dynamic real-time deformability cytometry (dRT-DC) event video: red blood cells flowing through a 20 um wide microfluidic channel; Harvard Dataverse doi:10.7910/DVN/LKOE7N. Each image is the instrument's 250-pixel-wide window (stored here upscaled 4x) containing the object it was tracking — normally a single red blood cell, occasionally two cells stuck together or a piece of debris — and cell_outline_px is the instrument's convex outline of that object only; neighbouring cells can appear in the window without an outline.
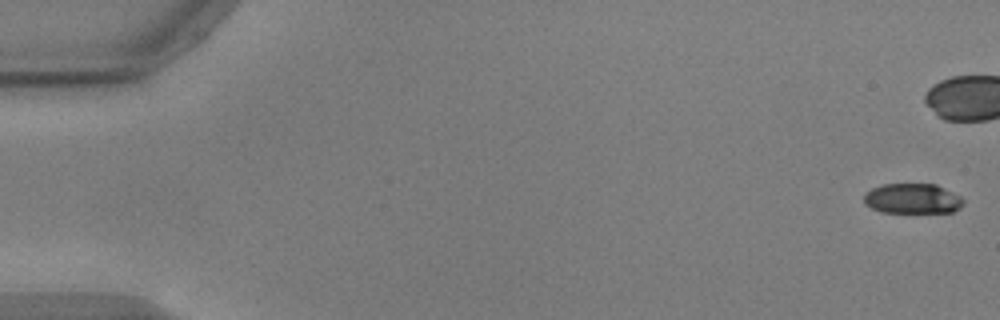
{"species": "common noctule bat (a hibernating species)", "species_latin": "Nyctalus noctula", "temperature_condition": "warm", "stored_images_in_passage": 44, "camera_frame_rate_fps": 3000, "um_per_image_px": 0.085, "animal": {"sex": "male", "body_mass_g": 17.9, "forearm_length_mm": 54.2}, "frame": {"image": 1, "passage_image": 1, "time_ms": 0.0, "image_size_px": [1000, 320], "cell_outline_px": [[964, 204], [960, 208], [952, 212], [880, 212], [864, 204], [864, 192], [872, 188], [884, 184], [936, 184], [960, 196], [964, 200]], "centroid_in_image_um": [77.55, 16.88], "position_along_channel_um": 7.5, "area_um2": 17.51}}
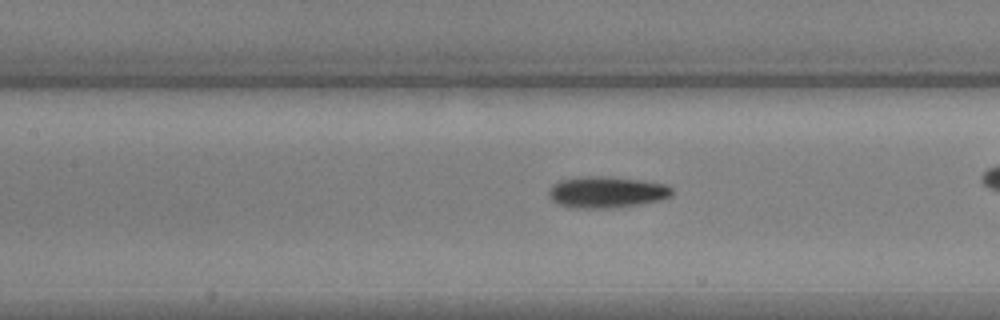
{"frame": {"image": 2, "passage_image": 25, "time_ms": 8.0, "image_size_px": [1000, 320], "cell_outline_px": [[672, 196], [660, 200], [612, 208], [576, 208], [556, 204], [548, 196], [548, 192], [552, 184], [560, 180], [588, 176], [604, 176], [644, 180], [664, 184], [672, 188]], "centroid_in_image_um": [51.53, 16.33], "position_along_channel_um": 155.9, "area_um2": 22.54}}
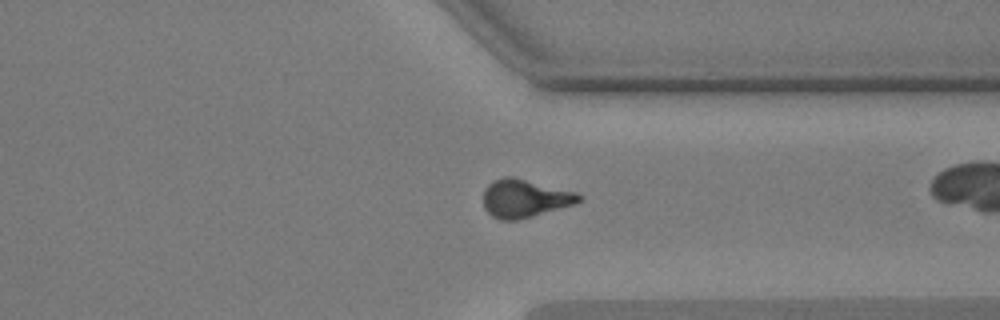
{"frame": {"image": 3, "passage_image": 42, "time_ms": 13.667, "image_size_px": [1000, 320], "cell_outline_px": [[580, 200], [576, 204], [532, 216], [516, 220], [500, 220], [492, 216], [484, 208], [484, 188], [492, 180], [504, 176], [512, 176], [576, 192], [580, 196]], "centroid_in_image_um": [44.57, 16.85], "position_along_channel_um": 366.8, "area_um2": 21.15}}